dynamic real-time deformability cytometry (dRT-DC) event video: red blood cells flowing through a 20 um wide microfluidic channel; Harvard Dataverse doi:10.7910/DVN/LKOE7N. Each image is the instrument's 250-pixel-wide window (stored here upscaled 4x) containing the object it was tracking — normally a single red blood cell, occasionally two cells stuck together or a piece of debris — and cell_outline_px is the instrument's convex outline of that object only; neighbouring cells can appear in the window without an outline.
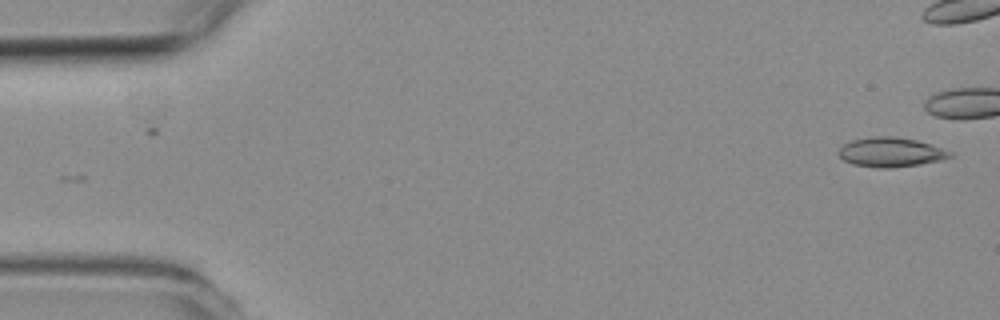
{"species": "common noctule bat (a hibernating species)", "species_latin": "Nyctalus noctula", "temperature_condition": "room temperature", "stored_images_in_passage": 2, "camera_frame_rate_fps": 3000, "um_per_image_px": 0.085, "animal": {"sex": "female", "body_mass_g": 19.3, "forearm_length_mm": 54.1}, "frame": {"image": 1, "passage_image": 2, "time_ms": 1.0, "image_size_px": [1000, 320], "cell_outline_px": [[952, 156], [940, 160], [920, 164], [888, 168], [880, 168], [852, 164], [844, 160], [836, 152], [844, 144], [852, 140], [876, 136], [892, 136], [916, 140], [952, 152]], "centroid_in_image_um": [75.67, 12.94], "position_along_channel_um": 9.3, "area_um2": 18.84}}